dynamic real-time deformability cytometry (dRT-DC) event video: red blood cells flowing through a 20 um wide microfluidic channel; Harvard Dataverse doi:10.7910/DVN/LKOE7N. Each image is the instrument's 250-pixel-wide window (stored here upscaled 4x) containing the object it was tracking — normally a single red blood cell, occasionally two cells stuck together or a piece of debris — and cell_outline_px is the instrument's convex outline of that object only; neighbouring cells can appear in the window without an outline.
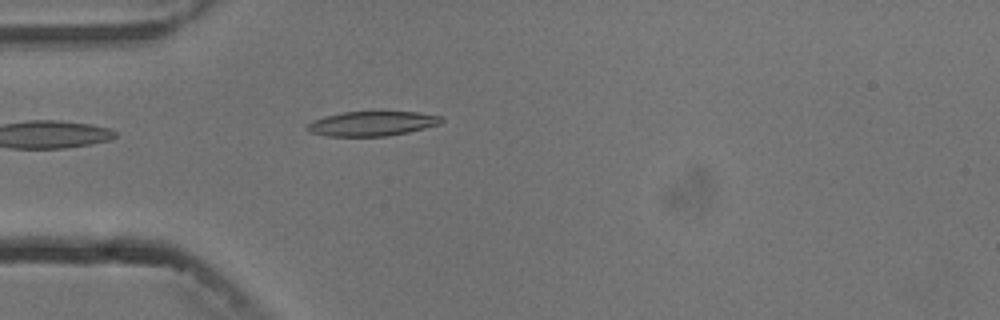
{"species": "common noctule bat (a hibernating species)", "species_latin": "Nyctalus noctula", "temperature_condition": "cold", "stored_images_in_passage": 4, "camera_frame_rate_fps": 3000, "um_per_image_px": 0.085, "animal": {"sex": "male", "body_mass_g": 13.3}, "frame": {"image": 1, "passage_image": 4, "time_ms": 3.333, "image_size_px": [1000, 320], "cell_outline_px": [[444, 120], [440, 124], [408, 132], [388, 136], [328, 136], [308, 132], [304, 128], [312, 120], [324, 116], [344, 112], [420, 112], [440, 116]], "centroid_in_image_um": [31.59, 10.51], "position_along_channel_um": 53.4, "area_um2": 19.31}}